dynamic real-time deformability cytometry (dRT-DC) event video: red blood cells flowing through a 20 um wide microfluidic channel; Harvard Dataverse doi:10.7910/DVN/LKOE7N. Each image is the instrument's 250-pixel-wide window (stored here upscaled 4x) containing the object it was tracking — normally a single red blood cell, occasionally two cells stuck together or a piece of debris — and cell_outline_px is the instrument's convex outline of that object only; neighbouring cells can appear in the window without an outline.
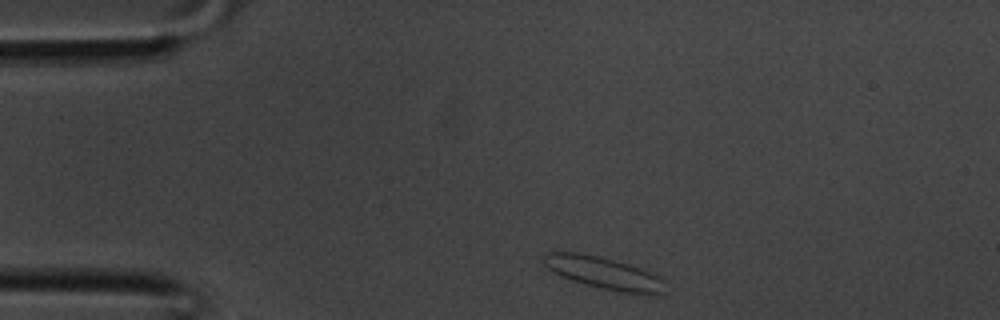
{"species": "common noctule bat (a hibernating species)", "species_latin": "Nyctalus noctula", "temperature_condition": "room temperature", "stored_images_in_passage": 31, "camera_frame_rate_fps": 3000, "um_per_image_px": 0.085, "animal": {"sex": "male", "body_mass_g": 20.1, "forearm_length_mm": 53.5}, "frame": {"image": 1, "passage_image": 1, "time_ms": 0.0, "image_size_px": [1000, 320], "cell_outline_px": [[664, 292], [660, 296], [656, 296], [620, 292], [600, 288], [584, 284], [560, 276], [552, 272], [544, 264], [544, 252], [580, 252], [628, 264], [640, 268], [664, 280]], "centroid_in_image_um": [51.32, 23.23], "position_along_channel_um": 33.7, "area_um2": 22.77}}
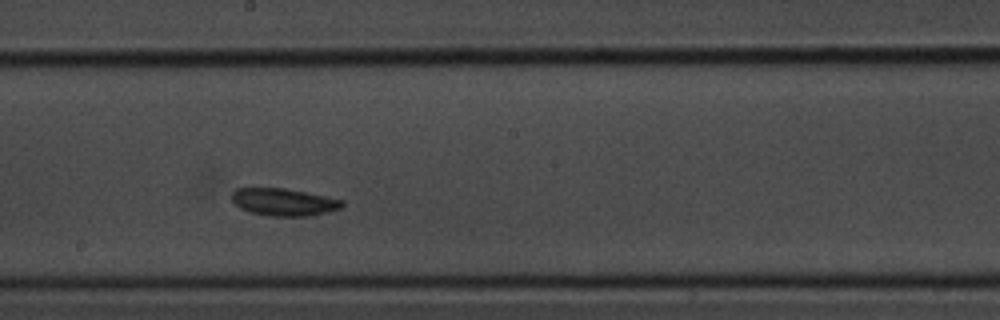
{"frame": {"image": 2, "passage_image": 14, "time_ms": 4.333, "image_size_px": [1000, 320], "cell_outline_px": [[344, 204], [340, 208], [328, 212], [312, 216], [268, 216], [252, 212], [240, 208], [232, 200], [232, 192], [236, 188], [284, 188], [344, 200]], "centroid_in_image_um": [24.13, 17.18], "position_along_channel_um": 224.1, "area_um2": 17.51}}
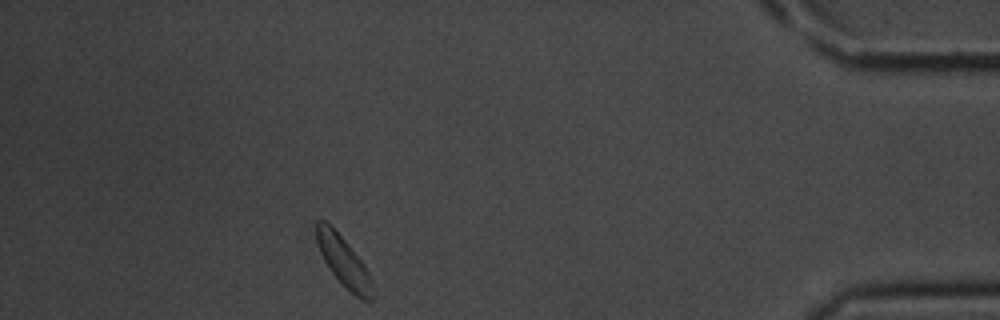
{"frame": {"image": 3, "passage_image": 27, "time_ms": 8.667, "image_size_px": [1000, 320], "cell_outline_px": [[372, 300], [368, 304], [356, 296], [332, 272], [324, 260], [316, 244], [316, 220], [324, 220], [348, 244], [364, 264], [372, 280]], "centroid_in_image_um": [29.21, 22.24], "position_along_channel_um": 406.0, "area_um2": 15.9}}